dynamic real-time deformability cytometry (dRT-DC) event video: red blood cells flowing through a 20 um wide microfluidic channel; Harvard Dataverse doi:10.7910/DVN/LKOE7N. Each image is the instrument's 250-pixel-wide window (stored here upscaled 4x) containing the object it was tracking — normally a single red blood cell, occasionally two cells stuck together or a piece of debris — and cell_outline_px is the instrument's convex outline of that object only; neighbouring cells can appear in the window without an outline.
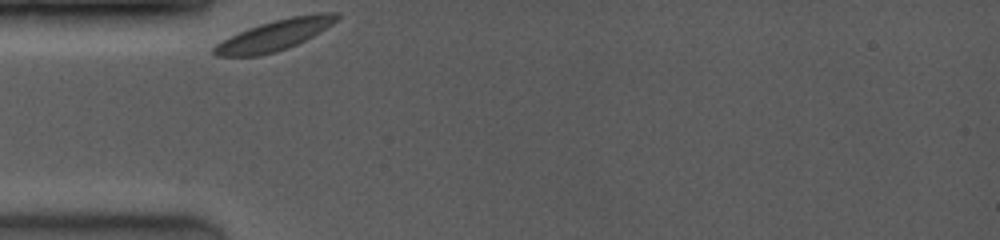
{"species": "common noctule bat (a hibernating species)", "species_latin": "Nyctalus noctula", "temperature_condition": "room temperature", "stored_images_in_passage": 2, "camera_frame_rate_fps": 4000, "um_per_image_px": 0.085, "animal": {"sex": "female", "body_mass_g": 19.0, "forearm_length_mm": 53.3}, "frame": {"image": 1, "passage_image": 1, "time_ms": 0.0, "image_size_px": [1000, 240], "cell_outline_px": [[340, 16], [332, 24], [312, 36], [296, 44], [272, 52], [256, 56], [216, 56], [212, 52], [212, 48], [216, 44], [248, 28], [260, 24], [292, 16], [320, 12], [340, 12]], "centroid_in_image_um": [23.36, 2.97], "position_along_channel_um": 61.6, "area_um2": 21.33}}
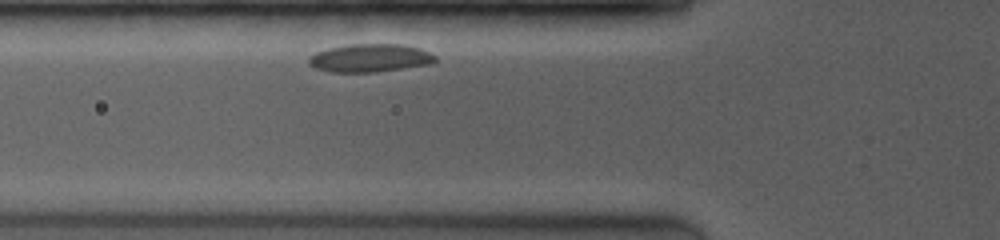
{"frame": {"image": 2, "passage_image": 2, "time_ms": 0.25, "image_size_px": [1000, 240], "cell_outline_px": [[436, 60], [428, 64], [372, 72], [332, 72], [316, 68], [308, 64], [308, 56], [316, 52], [328, 48], [348, 44], [404, 44], [420, 48], [436, 56]], "centroid_in_image_um": [31.4, 4.91], "position_along_channel_um": 94.4, "area_um2": 20.58}}